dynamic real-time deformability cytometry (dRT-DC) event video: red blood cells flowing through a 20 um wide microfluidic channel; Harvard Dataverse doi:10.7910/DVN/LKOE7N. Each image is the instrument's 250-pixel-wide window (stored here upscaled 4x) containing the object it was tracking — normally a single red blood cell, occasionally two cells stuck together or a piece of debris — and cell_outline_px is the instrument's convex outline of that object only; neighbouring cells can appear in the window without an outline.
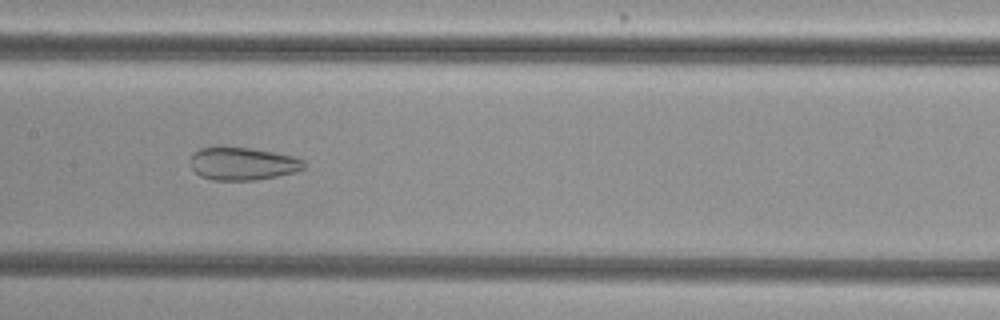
{"species": "common noctule bat (a hibernating species)", "species_latin": "Nyctalus noctula", "temperature_condition": "cold", "stored_images_in_passage": 37, "camera_frame_rate_fps": 3000, "um_per_image_px": 0.085, "animal": {"sex": "female", "body_mass_g": 29.2, "forearm_length_mm": 56.3}, "frame": {"image": 1, "passage_image": 10, "time_ms": 3.0, "image_size_px": [1000, 320], "cell_outline_px": [[304, 168], [296, 172], [256, 180], [212, 180], [200, 176], [192, 168], [188, 160], [200, 148], [248, 148], [272, 152], [292, 156], [304, 160]], "centroid_in_image_um": [20.62, 13.93], "position_along_channel_um": 186.8, "area_um2": 21.39}}
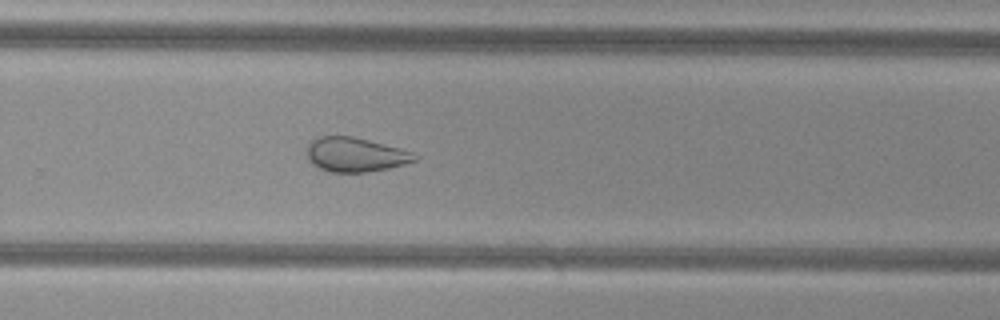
{"frame": {"image": 2, "passage_image": 19, "time_ms": 6.0, "image_size_px": [1000, 320], "cell_outline_px": [[420, 156], [416, 160], [404, 164], [388, 168], [368, 172], [332, 172], [320, 168], [312, 164], [308, 160], [304, 152], [308, 144], [312, 140], [320, 136], [352, 136], [400, 148], [412, 152]], "centroid_in_image_um": [30.17, 13.14], "position_along_channel_um": 299.6, "area_um2": 21.68}}
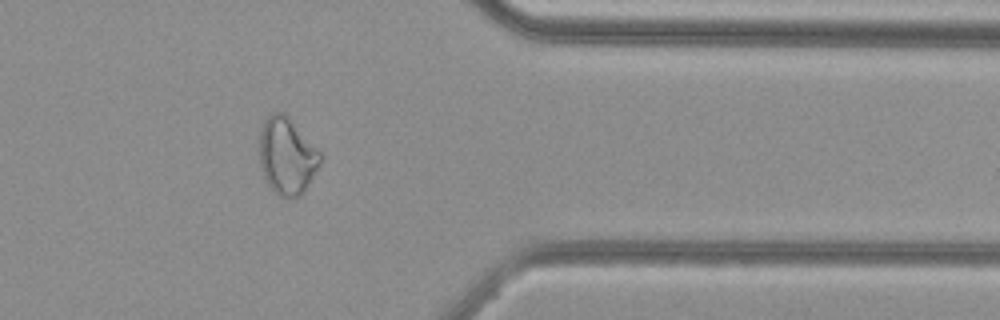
{"frame": {"image": 3, "passage_image": 27, "time_ms": 8.667, "image_size_px": [1000, 320], "cell_outline_px": [[324, 156], [320, 164], [308, 184], [300, 196], [288, 200], [280, 196], [268, 184], [260, 168], [260, 132], [264, 120], [272, 112], [284, 112], [320, 148]], "centroid_in_image_um": [24.43, 13.24], "position_along_channel_um": 387.0, "area_um2": 27.69}, "authors_computed_cell_mechanics": {"area_um2": 25.0274, "velocity_mm_per_s": 3.775, "shape_relaxation_time_tau1_ms": null, "shape_relaxation_time_tau2_ms": 1.8322, "deformation_change_tau1": null, "deformation_change_tau2": 0.085}}